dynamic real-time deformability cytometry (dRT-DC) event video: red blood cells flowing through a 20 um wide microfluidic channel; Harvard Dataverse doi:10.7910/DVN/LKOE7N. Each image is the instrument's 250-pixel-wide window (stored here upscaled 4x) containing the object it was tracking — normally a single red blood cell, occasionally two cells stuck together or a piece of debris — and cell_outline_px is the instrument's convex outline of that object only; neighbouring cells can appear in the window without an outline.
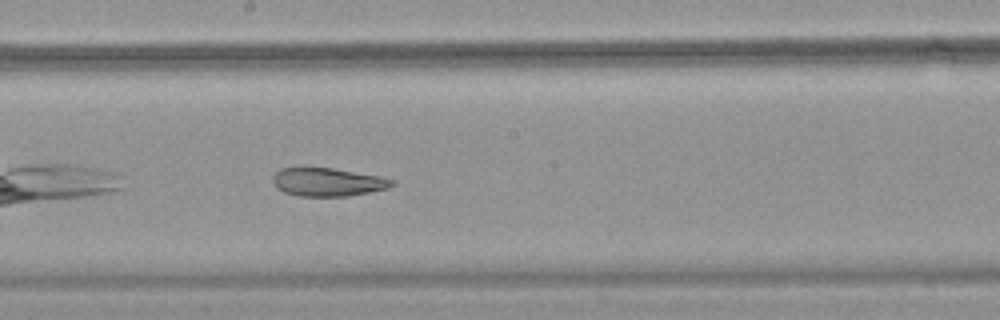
{"species": "common noctule bat (a hibernating species)", "species_latin": "Nyctalus noctula", "temperature_condition": "warm", "stored_images_in_passage": 32, "camera_frame_rate_fps": 3000, "um_per_image_px": 0.085, "animal": {"sex": "female", "body_mass_g": 18.4}, "frame": {"image": 1, "passage_image": 14, "time_ms": 4.333, "image_size_px": [1000, 320], "cell_outline_px": [[396, 184], [388, 188], [348, 196], [300, 196], [284, 192], [276, 188], [272, 180], [272, 176], [280, 168], [332, 168], [380, 176], [396, 180]], "centroid_in_image_um": [27.86, 15.47], "position_along_channel_um": 220.3, "area_um2": 19.65}, "authors_computed_cell_mechanics": {"area_um2": 21.4149, "velocity_mm_per_s": 3.7412, "shape_relaxation_time_tau1_ms": null, "shape_relaxation_time_tau2_ms": 3.2543, "deformation_change_tau1": null, "deformation_change_tau2": 0.1128}}